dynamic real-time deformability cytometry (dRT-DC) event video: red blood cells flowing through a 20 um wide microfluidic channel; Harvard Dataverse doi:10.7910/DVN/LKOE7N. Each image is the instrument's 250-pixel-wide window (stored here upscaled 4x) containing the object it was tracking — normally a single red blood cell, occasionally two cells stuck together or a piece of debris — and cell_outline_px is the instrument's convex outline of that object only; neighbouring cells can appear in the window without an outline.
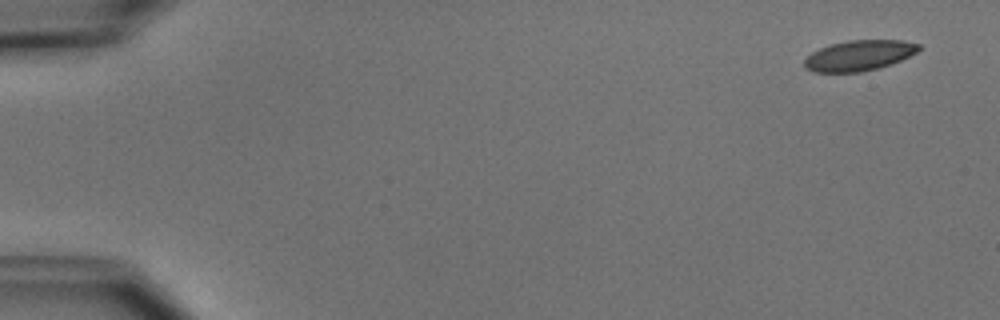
{"species": "common noctule bat (a hibernating species)", "species_latin": "Nyctalus noctula", "temperature_condition": "cold", "stored_images_in_passage": 5, "camera_frame_rate_fps": 3000, "um_per_image_px": 0.085, "animal": {"sex": "male", "body_mass_g": 15.6}, "frame": {"image": 1, "passage_image": 5, "time_ms": 4.667, "image_size_px": [1000, 320], "cell_outline_px": [[920, 48], [916, 52], [900, 60], [876, 68], [860, 72], [812, 72], [804, 68], [804, 60], [812, 52], [820, 48], [832, 44], [848, 40], [904, 40], [920, 44]], "centroid_in_image_um": [72.99, 4.71], "position_along_channel_um": 12.0, "area_um2": 20.11}}